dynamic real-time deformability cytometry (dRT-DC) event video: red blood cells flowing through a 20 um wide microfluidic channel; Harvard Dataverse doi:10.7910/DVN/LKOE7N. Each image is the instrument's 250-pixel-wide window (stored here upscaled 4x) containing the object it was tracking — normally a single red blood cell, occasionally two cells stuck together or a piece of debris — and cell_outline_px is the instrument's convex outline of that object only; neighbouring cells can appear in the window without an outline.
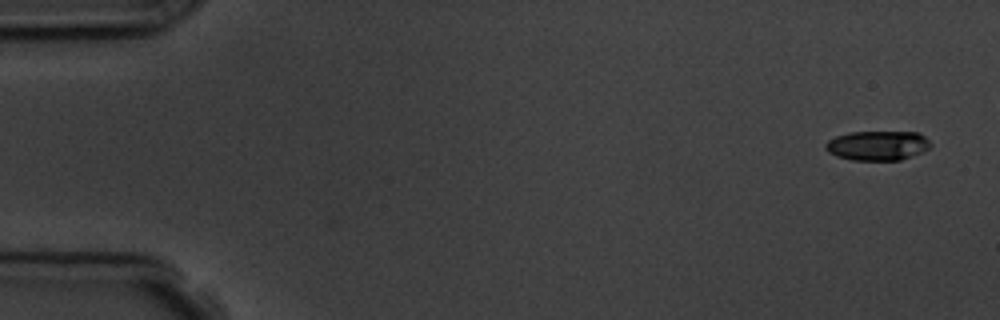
{"species": "common noctule bat (a hibernating species)", "species_latin": "Nyctalus noctula", "temperature_condition": "room temperature", "stored_images_in_passage": 5, "camera_frame_rate_fps": 3000, "um_per_image_px": 0.085, "animal": {"sex": "male", "body_mass_g": 19.5, "forearm_length_mm": 54.6}, "frame": {"image": 1, "passage_image": 1, "time_ms": 0.0, "image_size_px": [1000, 320], "cell_outline_px": [[932, 144], [928, 148], [920, 152], [900, 160], [852, 160], [836, 156], [828, 152], [824, 148], [824, 144], [828, 140], [836, 136], [848, 132], [916, 132], [924, 136]], "centroid_in_image_um": [74.54, 12.37], "position_along_channel_um": 10.5, "area_um2": 18.03}}